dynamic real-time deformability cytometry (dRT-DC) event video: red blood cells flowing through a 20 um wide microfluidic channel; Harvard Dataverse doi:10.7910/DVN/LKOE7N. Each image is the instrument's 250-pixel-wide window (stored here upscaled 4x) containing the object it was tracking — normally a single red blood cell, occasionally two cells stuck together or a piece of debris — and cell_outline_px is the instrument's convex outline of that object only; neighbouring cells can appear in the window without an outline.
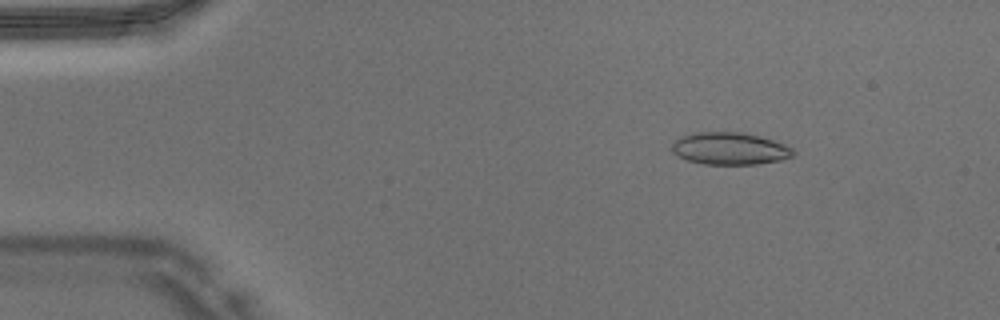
{"species": "Egyptian fruit bat (a non-hibernating species)", "species_latin": "Rousettus aegyptiacus", "temperature_condition": "warm", "stored_images_in_passage": 40, "camera_frame_rate_fps": 3000, "um_per_image_px": 0.085, "animal": {"sex": "male"}, "frame": {"image": 1, "passage_image": 1, "time_ms": 0.0, "image_size_px": [1000, 320], "cell_outline_px": [[796, 152], [792, 156], [780, 160], [756, 164], [704, 164], [688, 160], [672, 152], [672, 144], [680, 136], [692, 132], [744, 132], [760, 136], [784, 144], [792, 148]], "centroid_in_image_um": [62.03, 12.61], "position_along_channel_um": 23.0, "area_um2": 22.77}}
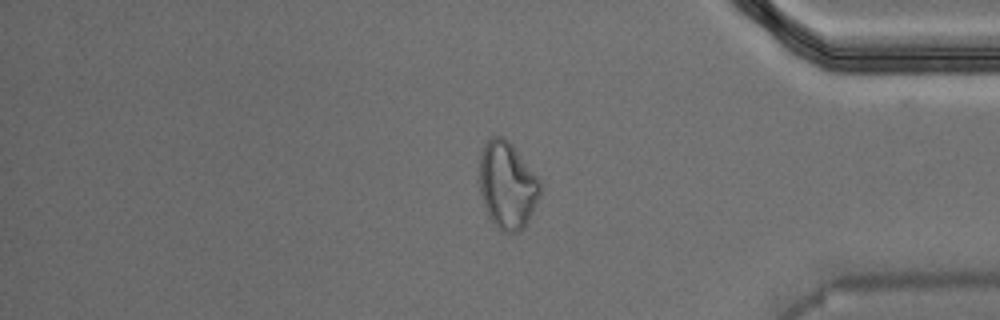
{"frame": {"image": 2, "passage_image": 33, "time_ms": 10.667, "image_size_px": [1000, 320], "cell_outline_px": [[540, 196], [524, 228], [520, 232], [500, 232], [496, 228], [488, 216], [480, 192], [480, 152], [484, 144], [492, 136], [504, 136], [512, 144], [540, 180]], "centroid_in_image_um": [43.11, 15.76], "position_along_channel_um": 392.1, "area_um2": 30.92}}
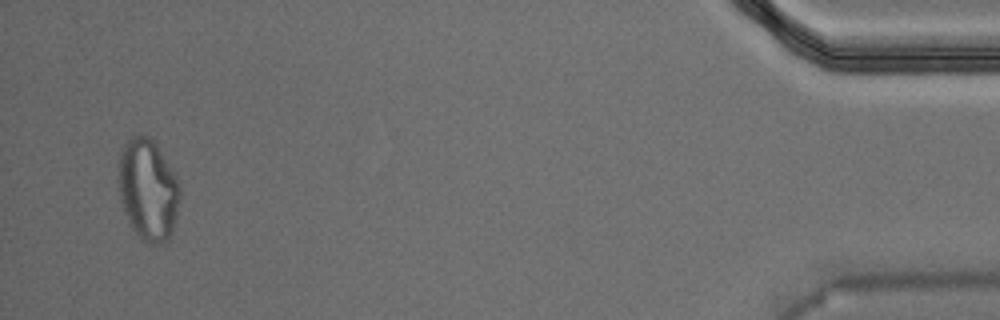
{"frame": {"image": 3, "passage_image": 39, "time_ms": 12.667, "image_size_px": [1000, 320], "cell_outline_px": [[180, 196], [176, 216], [172, 232], [168, 240], [156, 244], [148, 244], [140, 240], [132, 228], [124, 212], [120, 200], [116, 180], [120, 148], [132, 136], [148, 136], [156, 144], [176, 176], [180, 188]], "centroid_in_image_um": [12.54, 16.14], "position_along_channel_um": 422.7, "area_um2": 36.76}}